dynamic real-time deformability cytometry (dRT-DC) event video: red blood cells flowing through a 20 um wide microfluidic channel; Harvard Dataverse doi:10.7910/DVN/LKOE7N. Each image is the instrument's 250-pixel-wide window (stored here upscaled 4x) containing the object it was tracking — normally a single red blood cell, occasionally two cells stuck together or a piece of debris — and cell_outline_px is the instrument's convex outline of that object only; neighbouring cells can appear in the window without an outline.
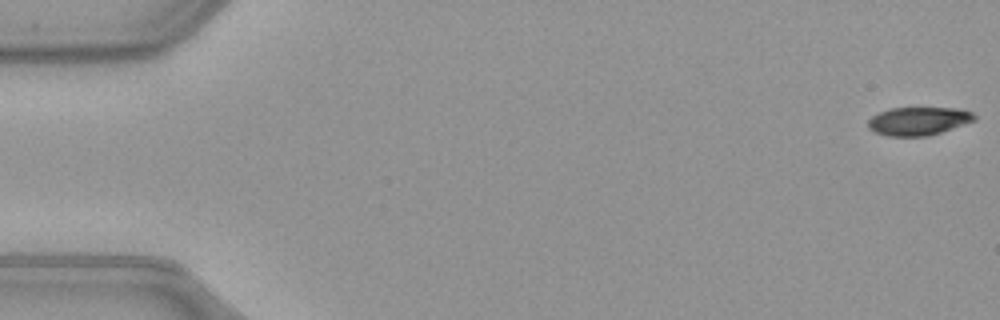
{"species": "common noctule bat (a hibernating species)", "species_latin": "Nyctalus noctula", "temperature_condition": "warm", "stored_images_in_passage": 12, "camera_frame_rate_fps": 3000, "um_per_image_px": 0.085, "animal": {"sex": "female", "body_mass_g": 21.9}, "frame": {"image": 1, "passage_image": 1, "time_ms": 0.0, "image_size_px": [1000, 320], "cell_outline_px": [[976, 120], [928, 136], [888, 136], [876, 132], [868, 128], [868, 120], [872, 116], [880, 112], [892, 108], [956, 108], [972, 112], [976, 116]], "centroid_in_image_um": [78.06, 10.29], "position_along_channel_um": 6.9, "area_um2": 17.34}}